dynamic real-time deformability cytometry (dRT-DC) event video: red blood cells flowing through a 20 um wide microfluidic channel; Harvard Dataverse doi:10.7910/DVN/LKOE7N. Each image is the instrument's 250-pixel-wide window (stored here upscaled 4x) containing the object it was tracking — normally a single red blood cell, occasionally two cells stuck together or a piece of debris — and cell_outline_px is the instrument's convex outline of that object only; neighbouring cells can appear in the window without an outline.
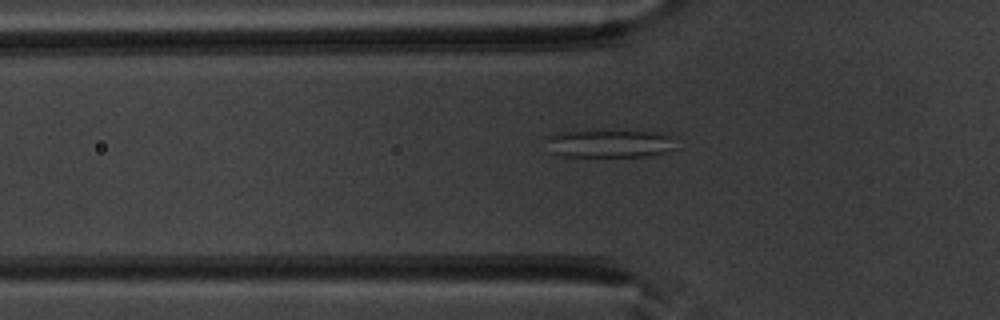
{"species": "common noctule bat (a hibernating species)", "species_latin": "Nyctalus noctula", "temperature_condition": "warm", "stored_images_in_passage": 42, "camera_frame_rate_fps": 3000, "um_per_image_px": 0.085, "animal": {"sex": "male", "body_mass_g": 20.1, "forearm_length_mm": 53.5}, "frame": {"image": 1, "passage_image": 8, "time_ms": 2.333, "image_size_px": [1000, 320], "cell_outline_px": [[680, 148], [664, 152], [644, 156], [564, 156], [552, 152], [548, 140], [556, 132], [656, 132], [668, 136]], "centroid_in_image_um": [51.89, 12.23], "position_along_channel_um": 73.9, "area_um2": 20.17}}
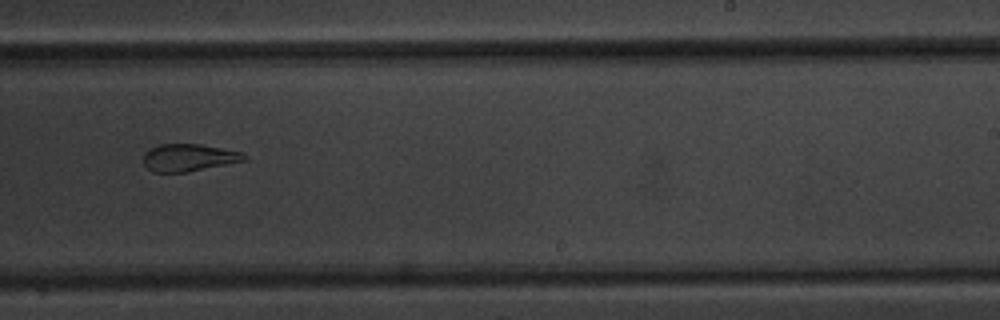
{"frame": {"image": 2, "passage_image": 23, "time_ms": 7.333, "image_size_px": [1000, 320], "cell_outline_px": [[248, 160], [188, 172], [152, 172], [144, 164], [144, 152], [160, 144], [200, 144], [240, 152], [248, 156]], "centroid_in_image_um": [16.06, 13.4], "position_along_channel_um": 272.9, "area_um2": 16.01}}
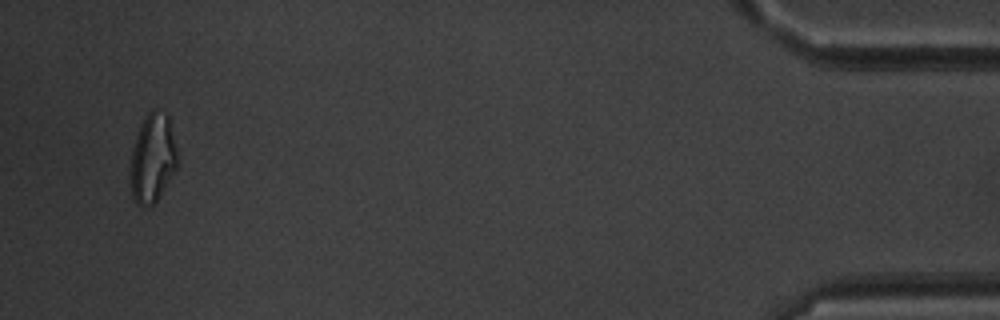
{"frame": {"image": 3, "passage_image": 40, "time_ms": 13.0, "image_size_px": [1000, 320], "cell_outline_px": [[180, 160], [176, 168], [156, 204], [152, 208], [148, 208], [136, 204], [132, 200], [132, 148], [140, 124], [144, 116], [152, 108], [156, 108], [168, 116], [180, 156]], "centroid_in_image_um": [13.02, 13.46], "position_along_channel_um": 422.2, "area_um2": 24.85}, "authors_computed_cell_mechanics": {"area_um2": 18.8139, "velocity_mm_per_s": 3.9666, "shape_relaxation_time_tau1_ms": 10.5804, "shape_relaxation_time_tau2_ms": 2.1276, "deformation_change_tau1": 0.2765, "deformation_change_tau2": 0.1115}}